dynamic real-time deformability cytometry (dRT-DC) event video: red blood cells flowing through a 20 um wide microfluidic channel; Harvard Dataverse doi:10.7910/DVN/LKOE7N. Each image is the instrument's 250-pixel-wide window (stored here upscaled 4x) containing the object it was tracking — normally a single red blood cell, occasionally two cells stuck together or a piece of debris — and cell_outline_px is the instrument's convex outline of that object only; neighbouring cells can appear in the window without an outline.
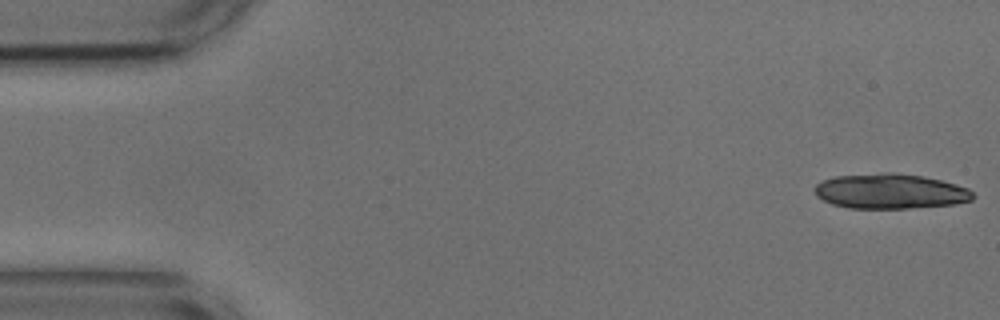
{"species": "common noctule bat (a hibernating species)", "species_latin": "Nyctalus noctula", "temperature_condition": "cold", "stored_images_in_passage": 51, "camera_frame_rate_fps": 3000, "um_per_image_px": 0.085, "animal": {"sex": "male", "body_mass_g": 17.9, "forearm_length_mm": 54.2}, "frame": {"image": 1, "passage_image": 1, "time_ms": 0.0, "image_size_px": [1000, 320], "cell_outline_px": [[976, 196], [972, 200], [956, 204], [908, 208], [848, 208], [832, 204], [816, 196], [812, 188], [816, 184], [824, 180], [836, 176], [884, 172], [896, 172], [924, 176], [956, 184], [968, 188]], "centroid_in_image_um": [75.67, 16.25], "position_along_channel_um": 9.3, "area_um2": 32.54}}
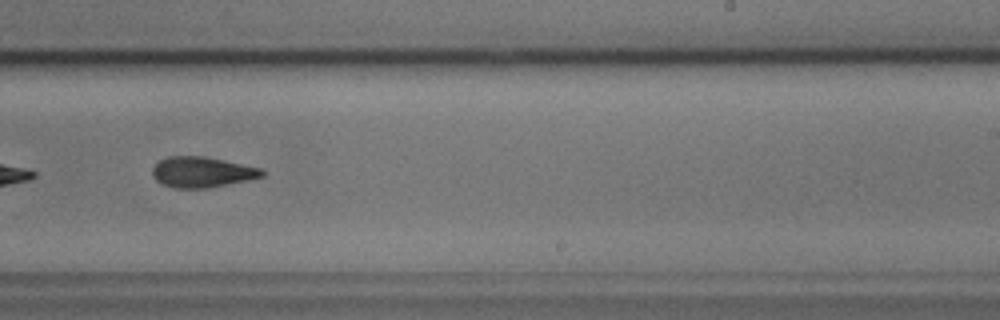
{"frame": {"image": 2, "passage_image": 33, "time_ms": 10.667, "image_size_px": [1000, 320], "cell_outline_px": [[264, 176], [248, 180], [208, 188], [172, 188], [156, 180], [152, 176], [152, 168], [160, 160], [168, 156], [204, 156], [264, 168]], "centroid_in_image_um": [17.19, 14.62], "position_along_channel_um": 271.8, "area_um2": 19.65}, "authors_computed_cell_mechanics": {"area_um2": 20.2878, "velocity_mm_per_s": 3.6612, "shape_relaxation_time_tau1_ms": 10.8208, "shape_relaxation_time_tau2_ms": 3.3198, "deformation_change_tau1": 0.2015, "deformation_change_tau2": 0.1109}}